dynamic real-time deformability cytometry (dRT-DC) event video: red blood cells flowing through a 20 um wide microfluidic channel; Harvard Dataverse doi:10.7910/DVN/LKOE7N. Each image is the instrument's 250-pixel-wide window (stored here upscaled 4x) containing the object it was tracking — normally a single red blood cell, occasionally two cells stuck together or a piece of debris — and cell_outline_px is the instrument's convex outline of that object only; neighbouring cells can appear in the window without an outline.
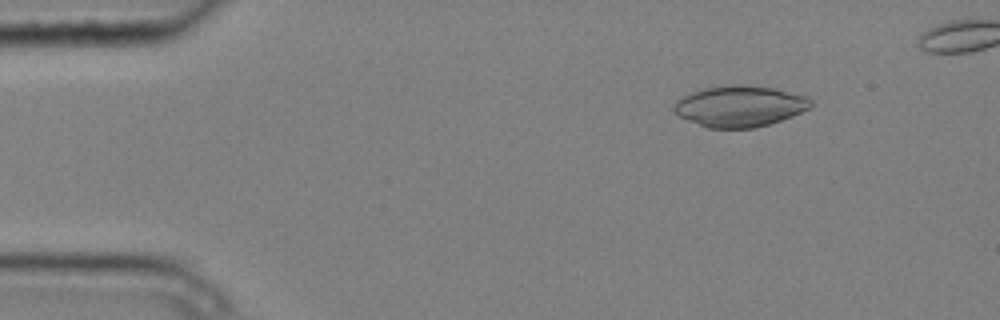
{"species": "common noctule bat (a hibernating species)", "species_latin": "Nyctalus noctula", "temperature_condition": "cold", "stored_images_in_passage": 7, "camera_frame_rate_fps": 3000, "um_per_image_px": 0.085, "animal": {"sex": "male", "body_mass_g": 20.4}, "frame": {"image": 1, "passage_image": 2, "time_ms": 0.333, "image_size_px": [1000, 320], "cell_outline_px": [[816, 104], [792, 116], [756, 128], [708, 128], [688, 120], [680, 116], [672, 108], [684, 96], [692, 92], [704, 88], [728, 84], [744, 84], [776, 88], [808, 96]], "centroid_in_image_um": [62.94, 9.01], "position_along_channel_um": 22.1, "area_um2": 32.77}}
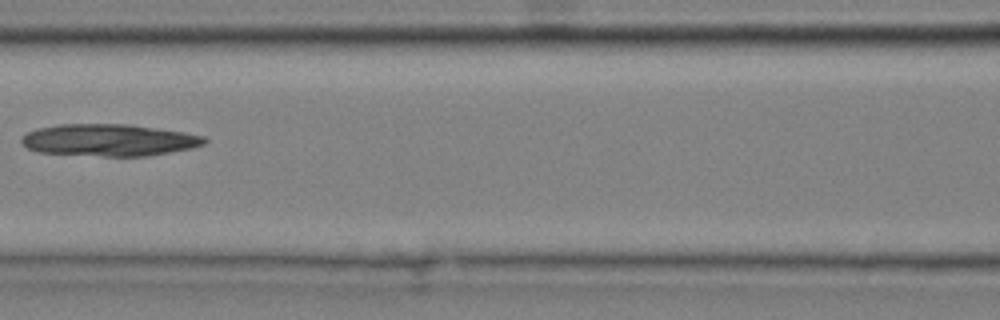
{"frame": {"image": 2, "passage_image": 6, "time_ms": 1.667, "image_size_px": [1000, 320], "cell_outline_px": [[208, 140], [204, 144], [192, 148], [148, 156], [104, 156], [36, 152], [28, 148], [20, 140], [28, 132], [36, 128], [60, 124], [124, 124], [156, 128], [184, 132], [204, 136]], "centroid_in_image_um": [9.27, 11.91], "position_along_channel_um": 157.3, "area_um2": 33.99}}
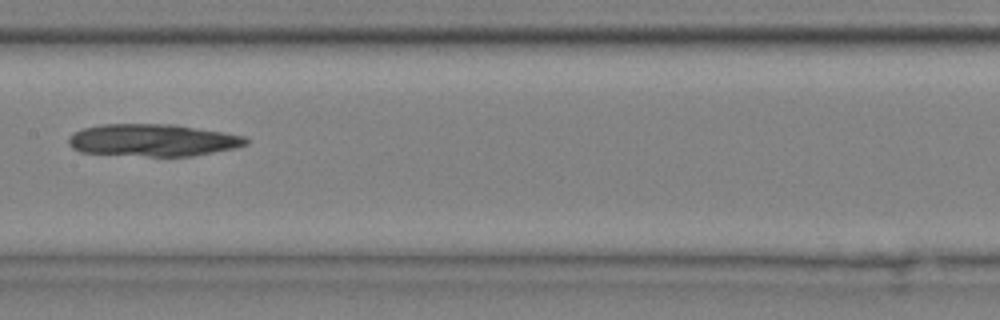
{"frame": {"image": 3, "passage_image": 7, "time_ms": 2.0, "image_size_px": [1000, 320], "cell_outline_px": [[248, 144], [236, 148], [192, 156], [148, 156], [80, 152], [72, 148], [68, 144], [68, 136], [72, 132], [84, 128], [104, 124], [172, 124], [224, 132], [244, 136], [248, 140]], "centroid_in_image_um": [12.98, 11.91], "position_along_channel_um": 194.4, "area_um2": 33.41}}